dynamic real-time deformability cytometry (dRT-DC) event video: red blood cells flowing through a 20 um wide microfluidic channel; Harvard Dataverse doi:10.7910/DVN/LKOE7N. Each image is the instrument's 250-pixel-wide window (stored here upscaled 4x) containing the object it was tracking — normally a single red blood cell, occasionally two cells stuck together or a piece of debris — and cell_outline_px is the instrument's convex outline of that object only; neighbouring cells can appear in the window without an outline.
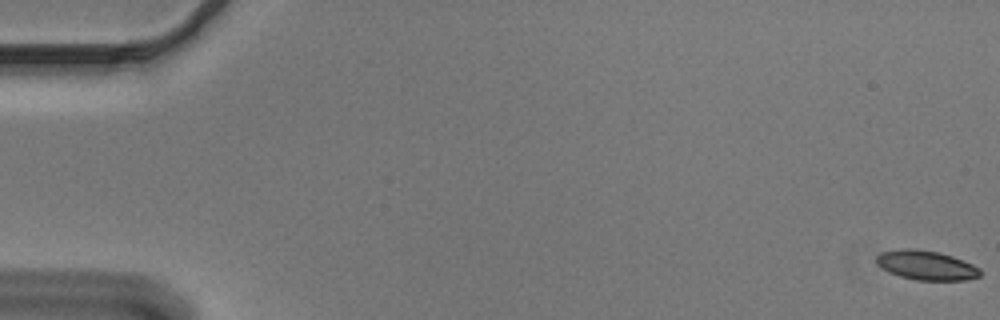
{"species": "Egyptian fruit bat (a non-hibernating species)", "species_latin": "Rousettus aegyptiacus", "temperature_condition": "cold", "stored_images_in_passage": 56, "camera_frame_rate_fps": 3000, "um_per_image_px": 0.085, "animal": {"sex": "male"}, "frame": {"image": 1, "passage_image": 1, "time_ms": 0.0, "image_size_px": [1000, 320], "cell_outline_px": [[980, 276], [968, 280], [916, 280], [900, 276], [876, 264], [876, 256], [880, 252], [904, 248], [916, 248], [940, 252], [964, 260], [980, 268]], "centroid_in_image_um": [78.75, 22.53], "position_along_channel_um": 6.2, "area_um2": 17.8}}
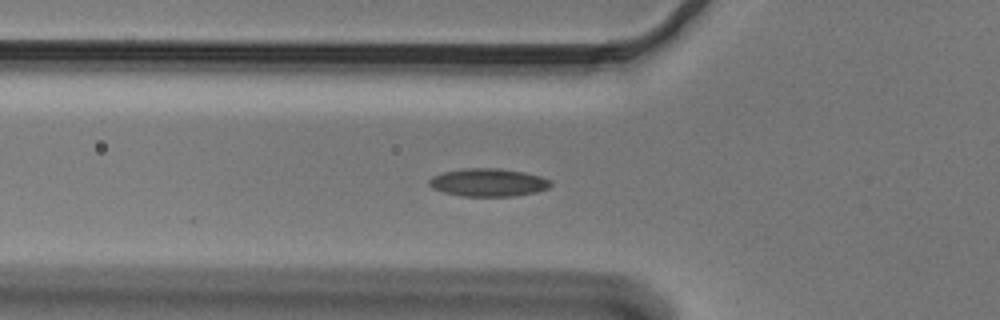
{"frame": {"image": 2, "passage_image": 20, "time_ms": 6.333, "image_size_px": [1000, 320], "cell_outline_px": [[552, 184], [548, 188], [536, 192], [512, 196], [460, 196], [444, 192], [432, 188], [428, 184], [428, 180], [432, 176], [444, 172], [464, 168], [500, 168], [524, 172], [540, 176], [552, 180]], "centroid_in_image_um": [41.5, 15.5], "position_along_channel_um": 84.3, "area_um2": 19.88}}
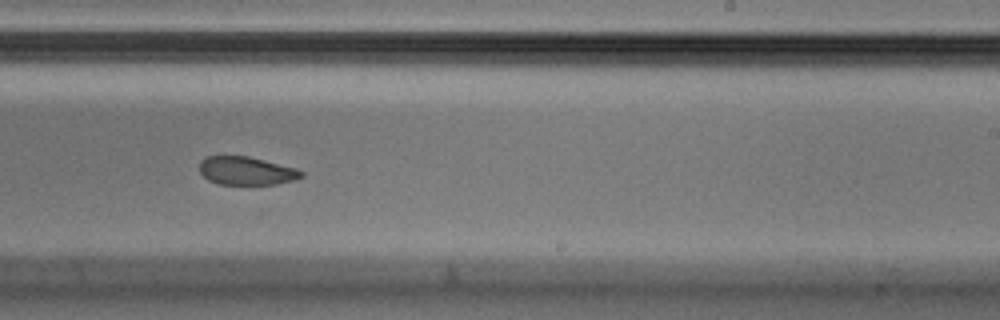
{"frame": {"image": 3, "passage_image": 35, "time_ms": 11.333, "image_size_px": [1000, 320], "cell_outline_px": [[304, 176], [296, 180], [276, 184], [216, 184], [208, 180], [200, 172], [200, 160], [204, 156], [248, 156], [296, 168], [304, 172]], "centroid_in_image_um": [20.94, 14.52], "position_along_channel_um": 268.1, "area_um2": 16.88}, "authors_computed_cell_mechanics": {"area_um2": 18.6405, "velocity_mm_per_s": 3.6602, "shape_relaxation_time_tau1_ms": null, "shape_relaxation_time_tau2_ms": 3.0882, "deformation_change_tau1": null, "deformation_change_tau2": 0.0759}}